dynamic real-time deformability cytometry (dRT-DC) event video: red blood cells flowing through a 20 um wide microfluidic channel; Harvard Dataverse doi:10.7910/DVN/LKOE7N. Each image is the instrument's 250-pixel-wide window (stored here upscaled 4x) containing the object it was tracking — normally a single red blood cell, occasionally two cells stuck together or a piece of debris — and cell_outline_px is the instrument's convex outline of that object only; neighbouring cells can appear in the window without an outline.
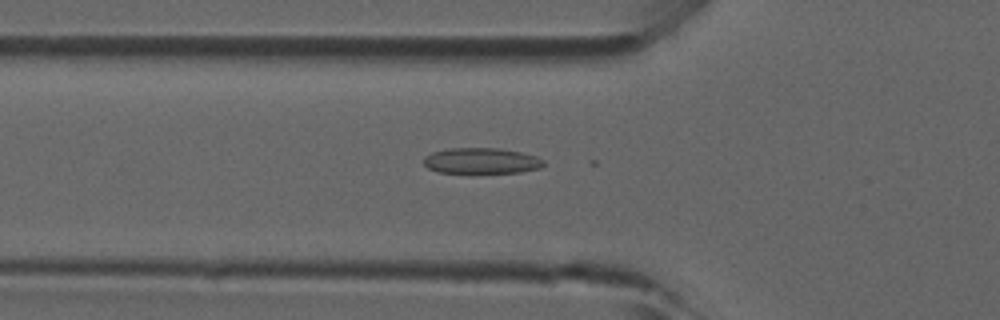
{"species": "common noctule bat (a hibernating species)", "species_latin": "Nyctalus noctula", "temperature_condition": "room temperature", "stored_images_in_passage": 25, "camera_frame_rate_fps": 3000, "um_per_image_px": 0.085, "animal": {"sex": "male", "forearm_length_mm": 52.5}, "frame": {"image": 1, "passage_image": 15, "time_ms": 4.667, "image_size_px": [1000, 320], "cell_outline_px": [[544, 164], [540, 168], [520, 172], [440, 172], [428, 168], [424, 164], [424, 156], [432, 152], [448, 148], [500, 148], [520, 152], [536, 156], [544, 160]], "centroid_in_image_um": [40.92, 13.65], "position_along_channel_um": 84.9, "area_um2": 17.86}}
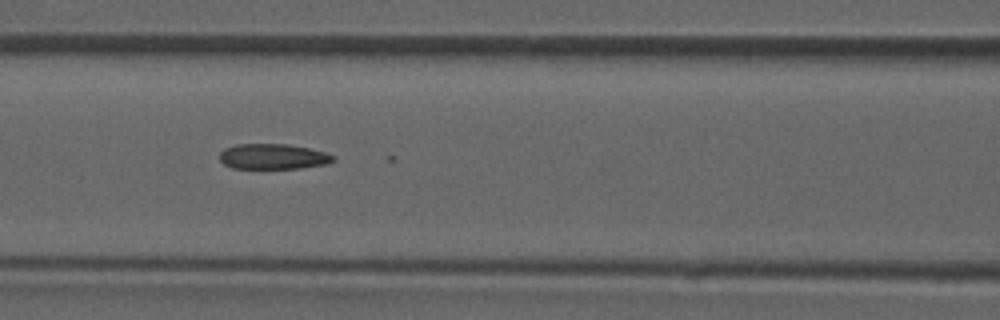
{"frame": {"image": 2, "passage_image": 19, "time_ms": 6.0, "image_size_px": [1000, 320], "cell_outline_px": [[336, 160], [324, 164], [300, 168], [232, 168], [224, 164], [220, 160], [220, 152], [224, 148], [236, 144], [288, 144], [308, 148], [324, 152], [336, 156]], "centroid_in_image_um": [23.2, 13.3], "position_along_channel_um": 143.4, "area_um2": 16.76}}